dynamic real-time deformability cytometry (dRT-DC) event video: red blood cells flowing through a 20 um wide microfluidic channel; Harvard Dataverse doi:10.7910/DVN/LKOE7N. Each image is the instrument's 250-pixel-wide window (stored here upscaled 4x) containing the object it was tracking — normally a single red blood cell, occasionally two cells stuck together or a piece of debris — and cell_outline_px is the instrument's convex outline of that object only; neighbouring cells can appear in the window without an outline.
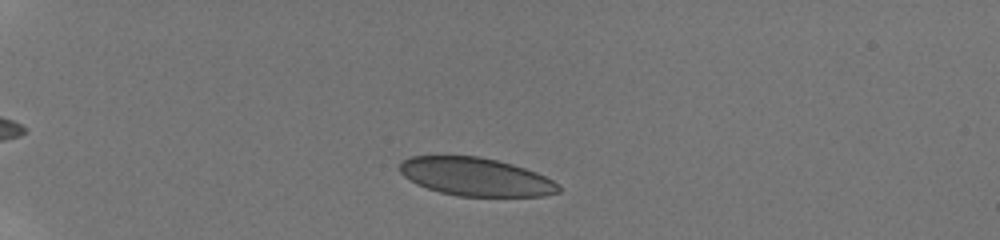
{"species": "human", "species_latin": "Homo sapiens", "temperature_condition": "room temperature", "stored_images_in_passage": 5, "camera_frame_rate_fps": 3000, "um_per_image_px": 0.085, "donor": {"sex": "male"}, "frame": {"image": 1, "passage_image": 1, "time_ms": 0.0, "image_size_px": [1000, 240], "cell_outline_px": [[560, 192], [544, 196], [456, 196], [440, 192], [416, 184], [404, 176], [396, 168], [404, 160], [412, 156], [480, 156], [512, 164], [536, 172], [552, 180], [560, 188]], "centroid_in_image_um": [40.41, 15.03], "position_along_channel_um": 44.6, "area_um2": 35.26}}
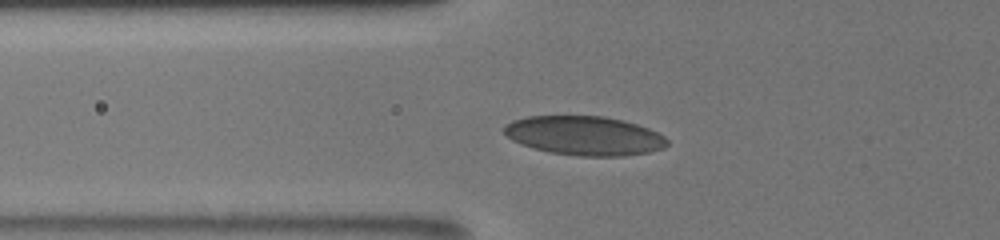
{"frame": {"image": 2, "passage_image": 4, "time_ms": 2.333, "image_size_px": [1000, 240], "cell_outline_px": [[668, 144], [664, 148], [648, 152], [624, 156], [576, 156], [552, 152], [536, 148], [512, 140], [504, 132], [504, 124], [512, 120], [528, 116], [604, 116], [624, 120], [648, 128], [664, 136], [668, 140]], "centroid_in_image_um": [49.7, 11.52], "position_along_channel_um": 76.1, "area_um2": 37.05}}